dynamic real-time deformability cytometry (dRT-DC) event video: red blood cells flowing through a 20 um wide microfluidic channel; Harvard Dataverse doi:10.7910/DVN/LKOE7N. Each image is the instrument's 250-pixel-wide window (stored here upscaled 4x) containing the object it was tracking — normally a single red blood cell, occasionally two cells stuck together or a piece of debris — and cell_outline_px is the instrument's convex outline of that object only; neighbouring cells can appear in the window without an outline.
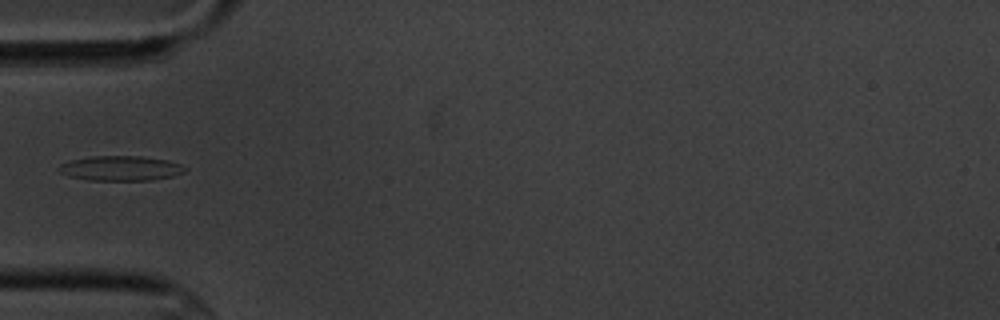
{"species": "common noctule bat (a hibernating species)", "species_latin": "Nyctalus noctula", "temperature_condition": "cold", "stored_images_in_passage": 2, "camera_frame_rate_fps": 3000, "um_per_image_px": 0.085, "animal": {"sex": "male", "body_mass_g": 20.1, "forearm_length_mm": 53.5}, "frame": {"image": 1, "passage_image": 2, "time_ms": 1.0, "image_size_px": [1000, 320], "cell_outline_px": [[188, 168], [184, 172], [172, 176], [148, 180], [88, 180], [68, 176], [60, 172], [56, 168], [60, 164], [72, 160], [92, 156], [140, 156], [168, 160], [180, 164]], "centroid_in_image_um": [10.24, 14.3], "position_along_channel_um": 74.8, "area_um2": 18.21}}